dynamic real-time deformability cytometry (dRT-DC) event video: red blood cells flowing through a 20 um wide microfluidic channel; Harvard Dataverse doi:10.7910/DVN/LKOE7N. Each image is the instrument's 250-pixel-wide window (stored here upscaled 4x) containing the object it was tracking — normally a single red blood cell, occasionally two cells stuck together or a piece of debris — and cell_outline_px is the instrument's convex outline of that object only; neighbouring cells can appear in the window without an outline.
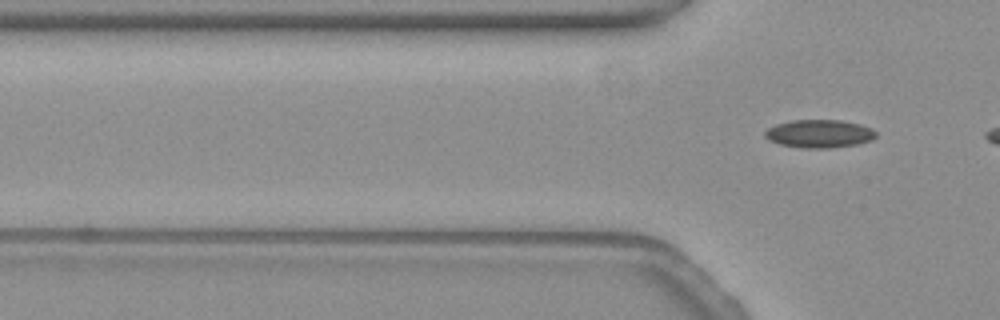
{"species": "common noctule bat (a hibernating species)", "species_latin": "Nyctalus noctula", "temperature_condition": "warm", "stored_images_in_passage": 3, "camera_frame_rate_fps": 3000, "um_per_image_px": 0.085, "animal": {"sex": "female", "body_mass_g": 19.3, "forearm_length_mm": 54.1}, "frame": {"image": 1, "passage_image": 3, "time_ms": 0.667, "image_size_px": [1000, 320], "cell_outline_px": [[876, 136], [872, 140], [856, 144], [828, 148], [804, 148], [780, 144], [768, 140], [764, 136], [764, 132], [768, 128], [776, 124], [792, 120], [840, 120], [860, 124], [872, 128], [876, 132]], "centroid_in_image_um": [69.63, 11.36], "position_along_channel_um": 56.2, "area_um2": 18.15}}